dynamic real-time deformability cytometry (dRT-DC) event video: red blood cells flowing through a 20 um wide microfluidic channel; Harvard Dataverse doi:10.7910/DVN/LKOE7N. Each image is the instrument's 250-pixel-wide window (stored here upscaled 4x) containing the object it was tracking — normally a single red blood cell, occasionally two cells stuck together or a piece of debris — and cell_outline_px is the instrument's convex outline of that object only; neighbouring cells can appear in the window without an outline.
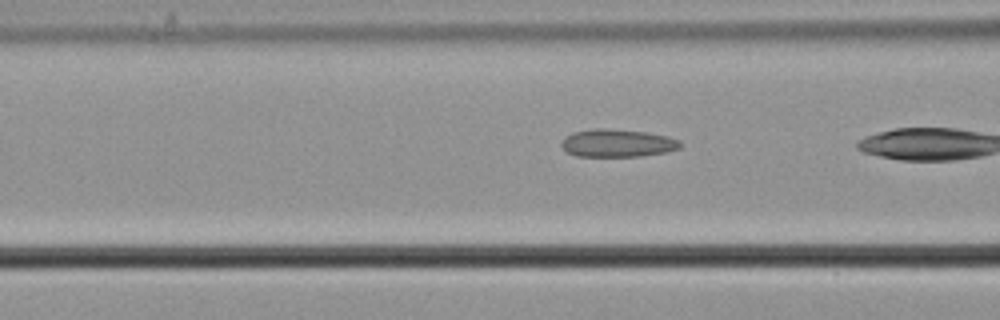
{"species": "common noctule bat (a hibernating species)", "species_latin": "Nyctalus noctula", "temperature_condition": "cold", "stored_images_in_passage": 15, "camera_frame_rate_fps": 3000, "um_per_image_px": 0.085, "animal": {"sex": "male", "body_mass_g": 21.5, "forearm_length_mm": 52.0}, "frame": {"image": 1, "passage_image": 7, "time_ms": 2.0, "image_size_px": [1000, 320], "cell_outline_px": [[680, 148], [664, 152], [640, 156], [576, 156], [568, 152], [560, 144], [564, 136], [572, 132], [596, 128], [604, 128], [648, 132], [668, 136], [680, 140]], "centroid_in_image_um": [52.46, 12.15], "position_along_channel_um": 114.1, "area_um2": 19.25}}